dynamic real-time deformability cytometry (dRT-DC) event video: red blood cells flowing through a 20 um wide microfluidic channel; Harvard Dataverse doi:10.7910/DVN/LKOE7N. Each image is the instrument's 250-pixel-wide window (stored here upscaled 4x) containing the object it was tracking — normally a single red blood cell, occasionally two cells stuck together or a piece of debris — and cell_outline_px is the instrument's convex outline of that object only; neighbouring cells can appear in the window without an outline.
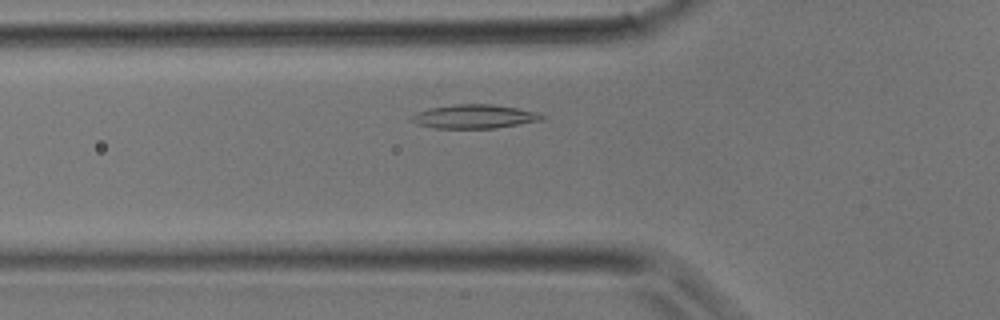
{"species": "common noctule bat (a hibernating species)", "species_latin": "Nyctalus noctula", "temperature_condition": "room temperature", "stored_images_in_passage": 28, "camera_frame_rate_fps": 3000, "um_per_image_px": 0.085, "animal": {"sex": "male", "body_mass_g": 17.9}, "frame": {"image": 1, "passage_image": 3, "time_ms": 0.667, "image_size_px": [1000, 320], "cell_outline_px": [[544, 120], [496, 128], [436, 128], [420, 124], [408, 120], [408, 116], [416, 112], [432, 108], [456, 104], [492, 104], [516, 108], [536, 112], [544, 116]], "centroid_in_image_um": [40.3, 9.9], "position_along_channel_um": 85.5, "area_um2": 18.03}}
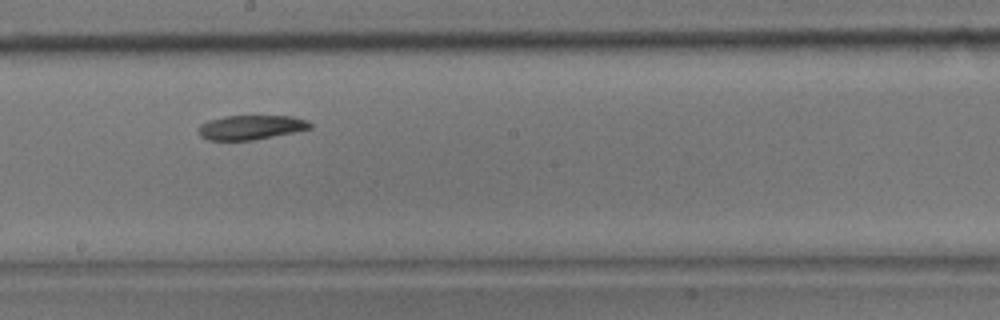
{"frame": {"image": 2, "passage_image": 11, "time_ms": 3.333, "image_size_px": [1000, 320], "cell_outline_px": [[312, 128], [252, 140], [208, 140], [200, 136], [200, 124], [208, 120], [224, 116], [292, 116], [304, 120], [312, 124]], "centroid_in_image_um": [21.3, 10.82], "position_along_channel_um": 226.9, "area_um2": 15.61}}
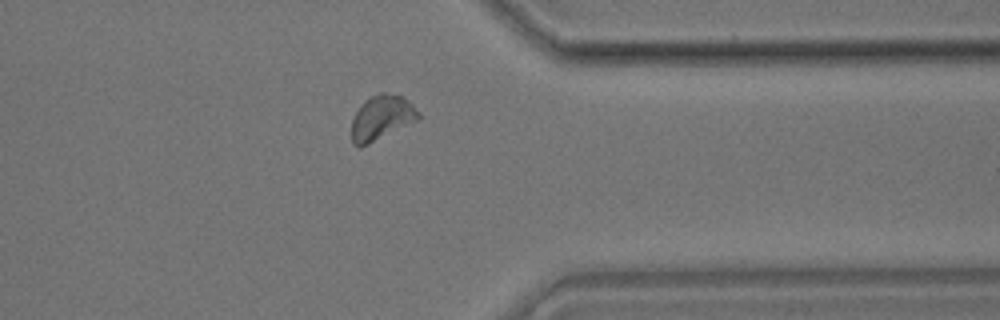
{"frame": {"image": 3, "passage_image": 20, "time_ms": 6.333, "image_size_px": [1000, 320], "cell_outline_px": [[420, 120], [360, 148], [352, 144], [352, 120], [360, 104], [364, 100], [380, 92], [384, 92], [400, 96], [408, 100], [420, 112]], "centroid_in_image_um": [32.45, 10.02], "position_along_channel_um": 379.0, "area_um2": 17.63}}